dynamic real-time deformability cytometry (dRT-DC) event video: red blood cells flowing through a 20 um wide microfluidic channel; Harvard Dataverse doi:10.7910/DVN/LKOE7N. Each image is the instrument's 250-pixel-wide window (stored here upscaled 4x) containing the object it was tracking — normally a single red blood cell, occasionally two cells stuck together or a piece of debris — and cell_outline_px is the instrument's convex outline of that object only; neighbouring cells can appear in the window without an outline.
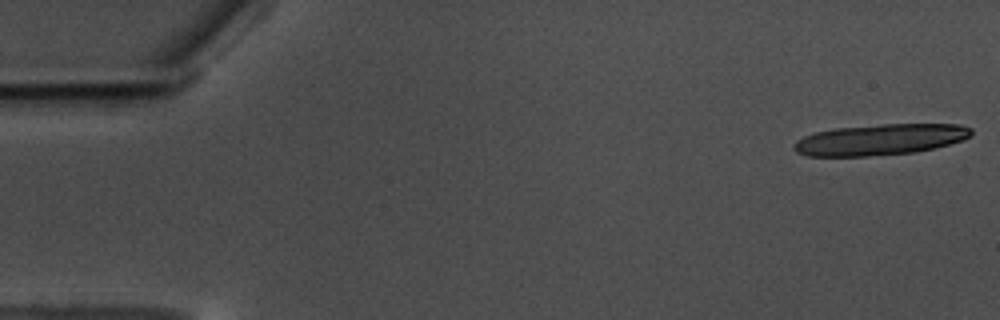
{"species": "common noctule bat (a hibernating species)", "species_latin": "Nyctalus noctula", "temperature_condition": "warm", "stored_images_in_passage": 19, "camera_frame_rate_fps": 3000, "um_per_image_px": 0.085, "animal": {"sex": "male", "body_mass_g": 17.5, "forearm_length_mm": 52.3}, "frame": {"image": 1, "passage_image": 1, "time_ms": 0.0, "image_size_px": [1000, 320], "cell_outline_px": [[972, 136], [936, 148], [916, 152], [868, 156], [808, 156], [796, 152], [792, 148], [792, 144], [796, 140], [804, 136], [816, 132], [832, 128], [884, 124], [960, 124], [972, 128]], "centroid_in_image_um": [74.79, 11.86], "position_along_channel_um": 10.2, "area_um2": 32.25}}